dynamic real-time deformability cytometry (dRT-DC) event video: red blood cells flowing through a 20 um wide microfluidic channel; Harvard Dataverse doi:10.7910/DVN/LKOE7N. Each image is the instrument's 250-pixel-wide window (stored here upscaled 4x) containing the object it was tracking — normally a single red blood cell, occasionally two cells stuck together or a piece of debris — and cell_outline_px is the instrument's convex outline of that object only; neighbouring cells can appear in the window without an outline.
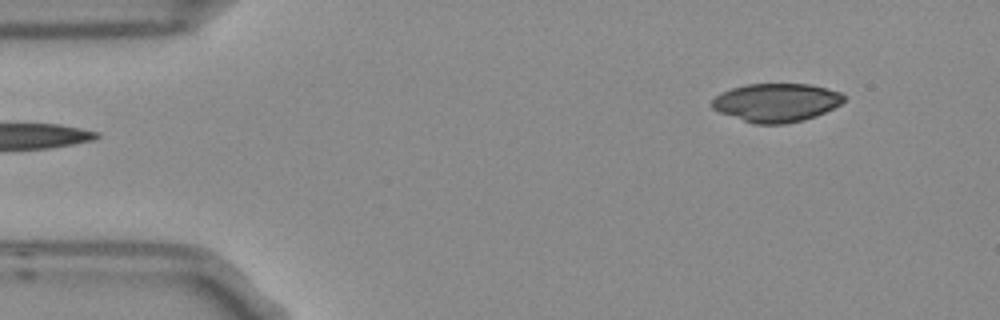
{"species": "Egyptian fruit bat (a non-hibernating species)", "species_latin": "Rousettus aegyptiacus", "temperature_condition": "room temperature", "stored_images_in_passage": 3, "camera_frame_rate_fps": 3000, "um_per_image_px": 0.085, "frame": {"image": 1, "passage_image": 1, "time_ms": 0.0, "image_size_px": [1000, 320], "cell_outline_px": [[844, 100], [840, 104], [816, 116], [804, 120], [784, 124], [752, 124], [720, 112], [712, 108], [712, 100], [716, 96], [732, 88], [748, 84], [808, 84], [840, 92], [844, 96]], "centroid_in_image_um": [65.98, 8.73], "position_along_channel_um": 19.0, "area_um2": 29.3}}